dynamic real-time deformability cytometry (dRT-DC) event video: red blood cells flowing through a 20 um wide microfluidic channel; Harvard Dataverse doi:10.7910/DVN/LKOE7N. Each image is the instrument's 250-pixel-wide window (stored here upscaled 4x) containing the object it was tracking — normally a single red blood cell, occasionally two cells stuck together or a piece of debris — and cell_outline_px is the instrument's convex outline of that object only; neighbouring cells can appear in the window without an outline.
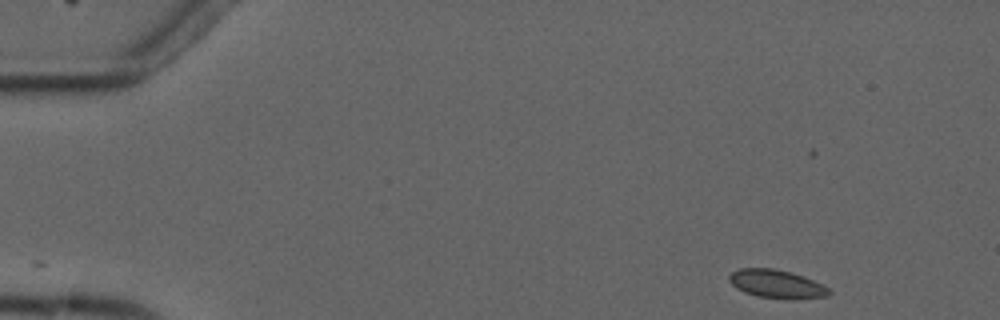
{"species": "common noctule bat (a hibernating species)", "species_latin": "Nyctalus noctula", "temperature_condition": "cold", "stored_images_in_passage": 5, "camera_frame_rate_fps": 3000, "um_per_image_px": 0.085, "animal": {"sex": "male", "forearm_length_mm": 52.5}, "frame": {"image": 1, "passage_image": 1, "time_ms": 0.0, "image_size_px": [1000, 320], "cell_outline_px": [[832, 292], [828, 296], [796, 300], [788, 300], [756, 296], [744, 292], [736, 288], [728, 280], [728, 276], [732, 272], [740, 268], [772, 268], [792, 272], [804, 276], [828, 288]], "centroid_in_image_um": [66.01, 24.15], "position_along_channel_um": 19.0, "area_um2": 16.76}}
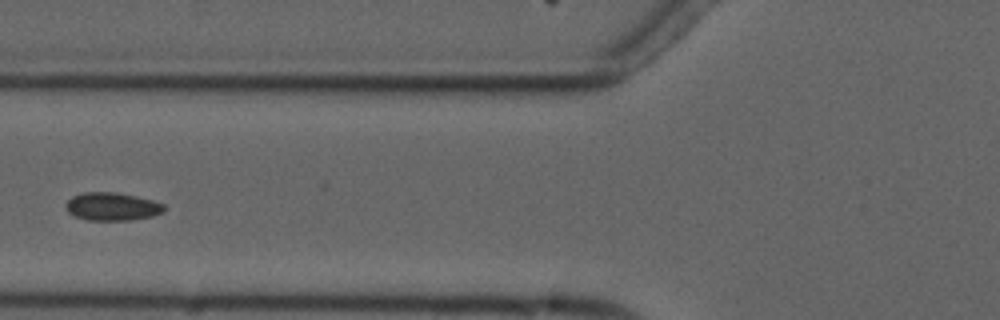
{"frame": {"image": 2, "passage_image": 5, "time_ms": 5.333, "image_size_px": [1000, 320], "cell_outline_px": [[164, 212], [152, 216], [128, 220], [88, 220], [76, 216], [68, 212], [64, 204], [72, 196], [84, 192], [116, 192], [136, 196], [152, 200], [164, 204]], "centroid_in_image_um": [9.52, 17.55], "position_along_channel_um": 116.3, "area_um2": 16.01}}